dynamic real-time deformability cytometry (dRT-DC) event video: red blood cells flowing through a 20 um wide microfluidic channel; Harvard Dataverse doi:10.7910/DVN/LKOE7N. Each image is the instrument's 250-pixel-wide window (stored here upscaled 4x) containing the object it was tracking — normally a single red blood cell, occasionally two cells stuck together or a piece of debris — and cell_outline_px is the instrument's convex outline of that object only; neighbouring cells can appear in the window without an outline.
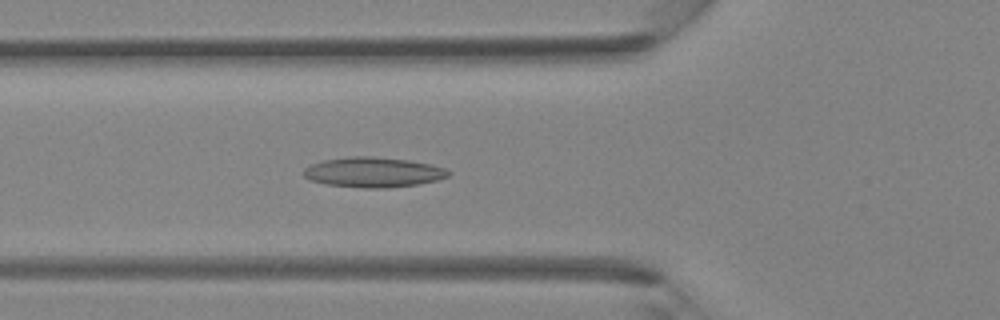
{"species": "Egyptian fruit bat (a non-hibernating species)", "species_latin": "Rousettus aegyptiacus", "temperature_condition": "room temperature", "stored_images_in_passage": 35, "camera_frame_rate_fps": 3000, "um_per_image_px": 0.085, "animal": {"sex": "female"}, "frame": {"image": 1, "passage_image": 14, "time_ms": 4.333, "image_size_px": [1000, 320], "cell_outline_px": [[452, 172], [448, 176], [436, 180], [420, 184], [388, 188], [364, 188], [324, 184], [308, 180], [304, 176], [304, 168], [312, 164], [324, 160], [348, 156], [372, 156], [408, 160], [432, 164], [444, 168]], "centroid_in_image_um": [31.72, 14.64], "position_along_channel_um": 94.1, "area_um2": 25.55}}
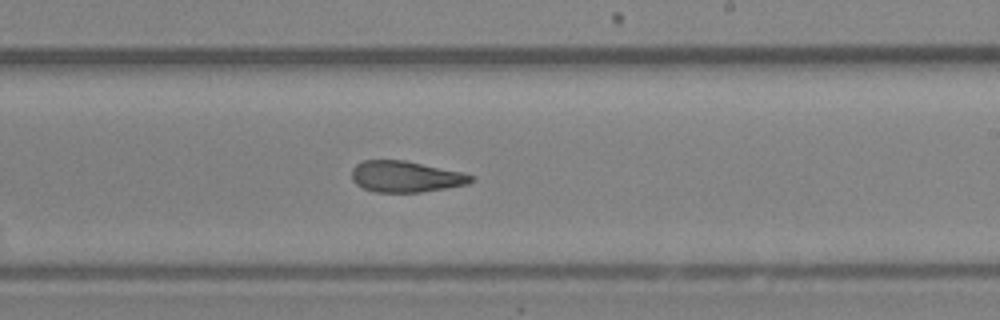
{"frame": {"image": 2, "passage_image": 24, "time_ms": 7.667, "image_size_px": [1000, 320], "cell_outline_px": [[476, 180], [468, 184], [420, 192], [376, 192], [364, 188], [356, 184], [352, 180], [352, 168], [356, 164], [364, 160], [404, 160], [464, 172], [476, 176]], "centroid_in_image_um": [34.52, 15.0], "position_along_channel_um": 254.5, "area_um2": 21.79}}
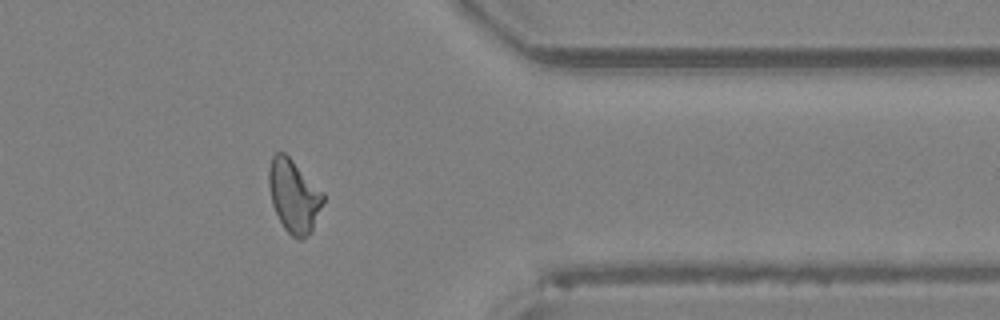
{"frame": {"image": 3, "passage_image": 33, "time_ms": 10.667, "image_size_px": [1000, 320], "cell_outline_px": [[324, 200], [312, 228], [300, 240], [296, 240], [284, 228], [272, 204], [268, 184], [268, 168], [272, 156], [276, 152], [284, 152], [324, 192]], "centroid_in_image_um": [24.95, 16.62], "position_along_channel_um": 386.4, "area_um2": 22.77}}